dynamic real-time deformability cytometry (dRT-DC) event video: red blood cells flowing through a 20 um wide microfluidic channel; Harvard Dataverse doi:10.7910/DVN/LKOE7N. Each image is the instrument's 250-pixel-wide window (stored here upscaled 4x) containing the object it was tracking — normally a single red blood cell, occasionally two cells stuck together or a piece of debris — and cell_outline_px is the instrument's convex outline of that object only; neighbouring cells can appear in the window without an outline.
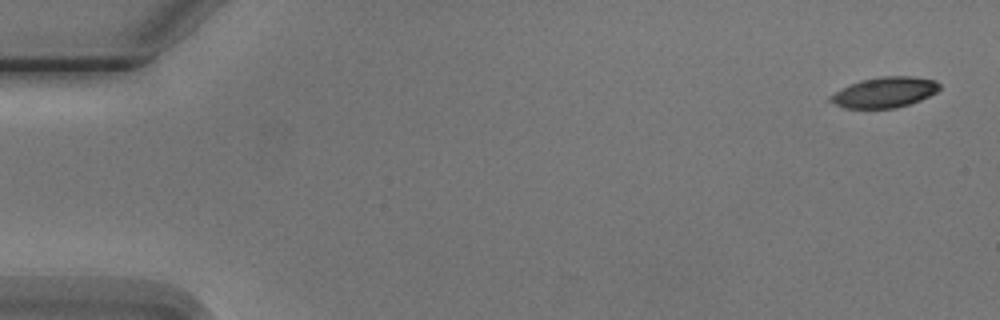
{"species": "Egyptian fruit bat (a non-hibernating species)", "species_latin": "Rousettus aegyptiacus", "temperature_condition": "cold", "stored_images_in_passage": 5, "camera_frame_rate_fps": 3000, "um_per_image_px": 0.085, "animal": {"sex": "male"}, "frame": {"image": 1, "passage_image": 1, "time_ms": 0.0, "image_size_px": [1000, 320], "cell_outline_px": [[940, 88], [936, 92], [920, 100], [896, 108], [844, 108], [828, 100], [828, 96], [860, 80], [880, 76], [912, 76], [936, 80], [940, 84]], "centroid_in_image_um": [75.21, 7.84], "position_along_channel_um": 9.8, "area_um2": 19.25}}
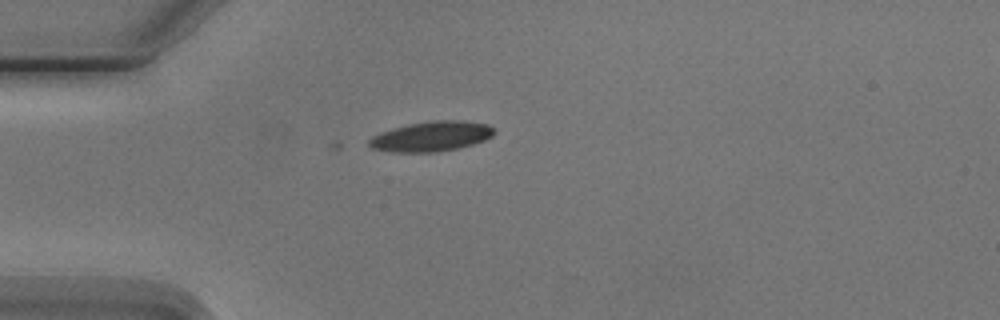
{"frame": {"image": 2, "passage_image": 4, "time_ms": 4.333, "image_size_px": [1000, 320], "cell_outline_px": [[496, 132], [492, 136], [484, 140], [472, 144], [456, 148], [436, 152], [392, 152], [372, 148], [368, 144], [368, 140], [372, 136], [380, 132], [408, 124], [432, 120], [464, 120], [488, 124]], "centroid_in_image_um": [36.66, 11.58], "position_along_channel_um": 48.3, "area_um2": 21.85}}